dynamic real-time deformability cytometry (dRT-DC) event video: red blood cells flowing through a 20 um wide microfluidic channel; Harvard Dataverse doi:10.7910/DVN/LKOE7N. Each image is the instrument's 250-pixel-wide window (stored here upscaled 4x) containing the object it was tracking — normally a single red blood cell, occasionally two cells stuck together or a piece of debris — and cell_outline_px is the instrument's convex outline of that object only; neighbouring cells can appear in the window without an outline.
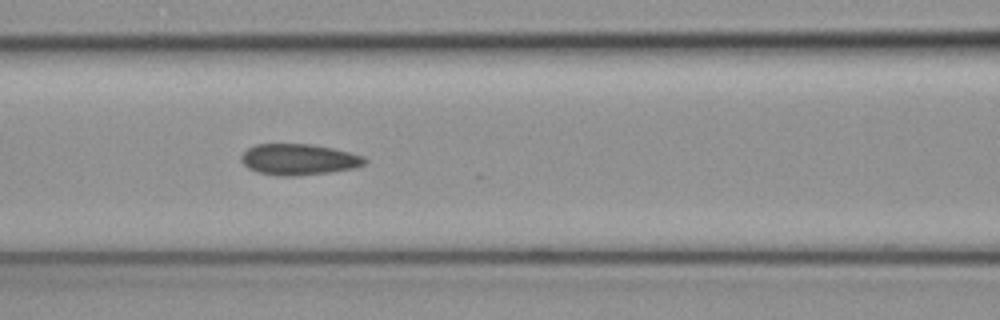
{"species": "common noctule bat (a hibernating species)", "species_latin": "Nyctalus noctula", "temperature_condition": "cold", "stored_images_in_passage": 27, "camera_frame_rate_fps": 3000, "um_per_image_px": 0.085, "animal": {"sex": "female", "body_mass_g": 19.3, "forearm_length_mm": 54.1}, "frame": {"image": 1, "passage_image": 13, "time_ms": 4.0, "image_size_px": [1000, 320], "cell_outline_px": [[368, 160], [364, 164], [352, 168], [328, 172], [296, 176], [276, 176], [256, 172], [248, 168], [240, 160], [240, 156], [248, 148], [256, 144], [312, 144], [332, 148], [364, 156]], "centroid_in_image_um": [25.35, 13.55], "position_along_channel_um": 141.2, "area_um2": 22.37}}
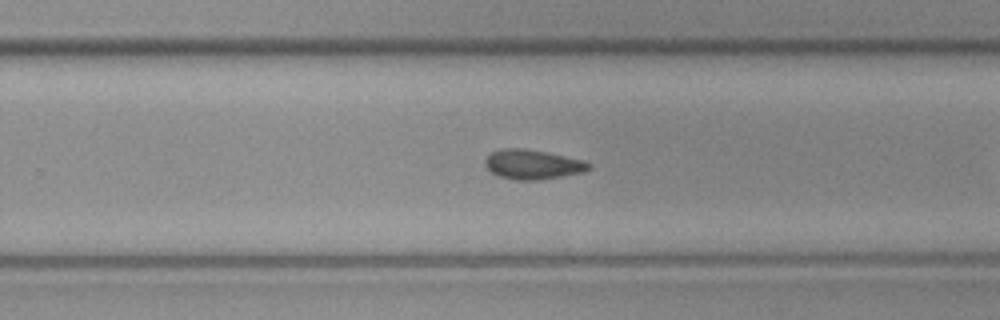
{"frame": {"image": 2, "passage_image": 20, "time_ms": 6.333, "image_size_px": [1000, 320], "cell_outline_px": [[592, 168], [584, 172], [536, 180], [516, 180], [496, 176], [484, 164], [484, 160], [492, 152], [504, 148], [524, 148], [584, 160], [592, 164]], "centroid_in_image_um": [45.27, 13.98], "position_along_channel_um": 284.5, "area_um2": 17.8}}
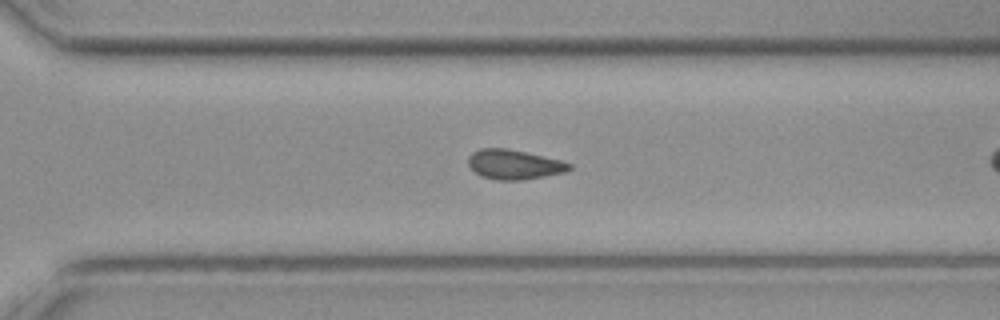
{"frame": {"image": 3, "passage_image": 23, "time_ms": 7.333, "image_size_px": [1000, 320], "cell_outline_px": [[572, 168], [568, 172], [524, 180], [496, 180], [480, 176], [468, 164], [468, 156], [472, 152], [480, 148], [508, 148], [560, 160], [572, 164]], "centroid_in_image_um": [43.71, 13.98], "position_along_channel_um": 326.9, "area_um2": 17.63}}